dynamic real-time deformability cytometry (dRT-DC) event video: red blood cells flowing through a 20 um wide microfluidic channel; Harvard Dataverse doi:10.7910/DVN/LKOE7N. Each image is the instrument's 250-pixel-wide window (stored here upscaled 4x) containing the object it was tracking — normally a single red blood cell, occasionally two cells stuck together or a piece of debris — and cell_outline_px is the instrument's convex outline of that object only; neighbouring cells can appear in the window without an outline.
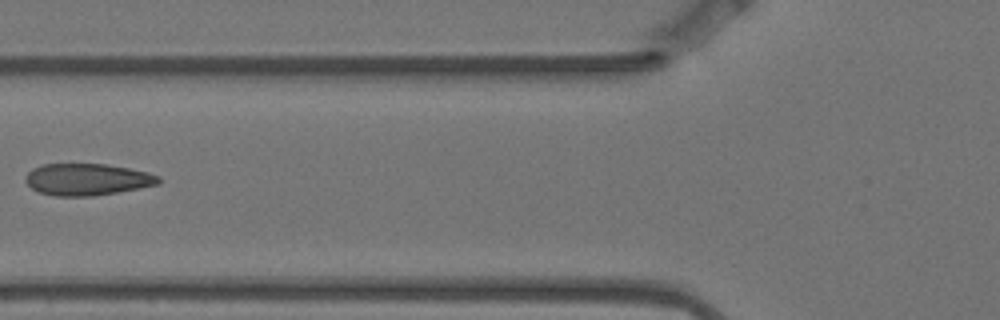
{"species": "Egyptian fruit bat (a non-hibernating species)", "species_latin": "Rousettus aegyptiacus", "temperature_condition": "warm", "stored_images_in_passage": 5, "camera_frame_rate_fps": 3000, "um_per_image_px": 0.085, "animal": {"sex": "female"}, "frame": {"image": 1, "passage_image": 5, "time_ms": 1.333, "image_size_px": [1000, 320], "cell_outline_px": [[160, 184], [140, 188], [92, 196], [56, 196], [40, 192], [32, 188], [24, 180], [24, 176], [32, 168], [40, 164], [104, 164], [128, 168], [148, 172], [160, 176]], "centroid_in_image_um": [7.4, 15.24], "position_along_channel_um": 118.4, "area_um2": 24.68}}